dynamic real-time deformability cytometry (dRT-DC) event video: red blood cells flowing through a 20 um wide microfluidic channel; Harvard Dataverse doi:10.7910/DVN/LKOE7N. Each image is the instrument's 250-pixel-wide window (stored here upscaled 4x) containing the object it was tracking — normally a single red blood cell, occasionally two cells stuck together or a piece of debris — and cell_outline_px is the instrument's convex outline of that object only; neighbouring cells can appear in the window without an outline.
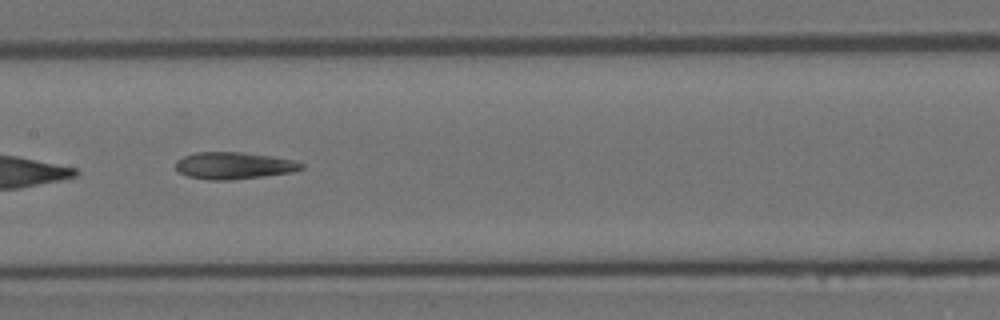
{"species": "Egyptian fruit bat (a non-hibernating species)", "species_latin": "Rousettus aegyptiacus", "temperature_condition": "room temperature", "stored_images_in_passage": 9, "camera_frame_rate_fps": 3000, "um_per_image_px": 0.085, "animal": {"sex": "female"}, "frame": {"image": 1, "passage_image": 8, "time_ms": 2.333, "image_size_px": [1000, 320], "cell_outline_px": [[304, 168], [292, 172], [264, 176], [232, 180], [208, 180], [188, 176], [180, 172], [176, 168], [176, 160], [184, 156], [196, 152], [240, 152], [272, 156], [296, 160], [304, 164]], "centroid_in_image_um": [19.9, 14.07], "position_along_channel_um": 187.5, "area_um2": 19.83}}